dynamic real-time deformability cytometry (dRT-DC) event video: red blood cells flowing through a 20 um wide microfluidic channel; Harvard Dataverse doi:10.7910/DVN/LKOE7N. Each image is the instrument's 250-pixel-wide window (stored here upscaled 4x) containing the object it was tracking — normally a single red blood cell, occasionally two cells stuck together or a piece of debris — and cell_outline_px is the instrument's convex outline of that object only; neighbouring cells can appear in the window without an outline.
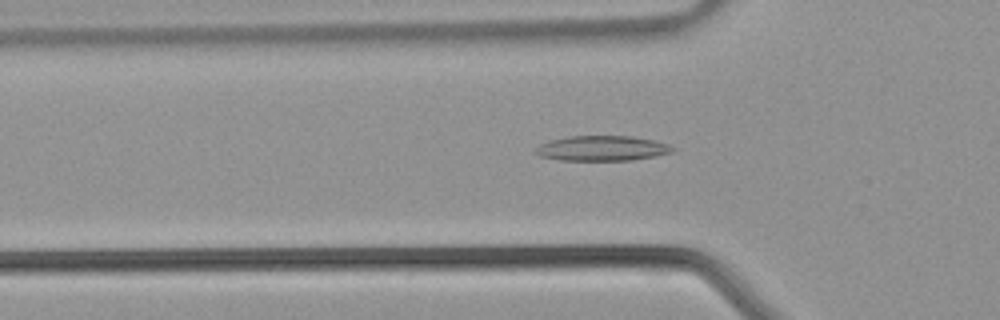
{"species": "common noctule bat (a hibernating species)", "species_latin": "Nyctalus noctula", "temperature_condition": "warm", "stored_images_in_passage": 32, "camera_frame_rate_fps": 3000, "um_per_image_px": 0.085, "animal": {"sex": "male", "body_mass_g": 21.5, "forearm_length_mm": 52.0}, "frame": {"image": 1, "passage_image": 6, "time_ms": 1.667, "image_size_px": [1000, 320], "cell_outline_px": [[676, 148], [672, 152], [656, 156], [632, 160], [560, 160], [540, 156], [532, 152], [540, 144], [552, 140], [572, 136], [632, 136], [652, 140], [668, 144]], "centroid_in_image_um": [51.18, 12.61], "position_along_channel_um": 74.6, "area_um2": 19.94}}
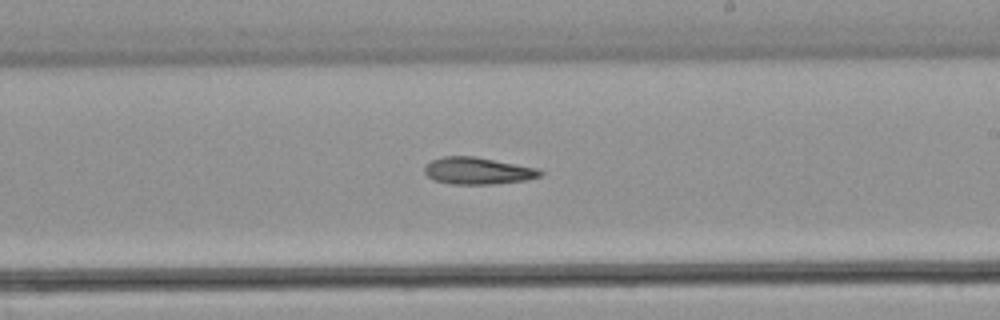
{"frame": {"image": 2, "passage_image": 16, "time_ms": 5.0, "image_size_px": [1000, 320], "cell_outline_px": [[544, 172], [540, 176], [528, 180], [492, 184], [452, 184], [436, 180], [428, 176], [424, 172], [424, 168], [432, 160], [444, 156], [476, 156], [536, 168]], "centroid_in_image_um": [40.63, 14.52], "position_along_channel_um": 248.4, "area_um2": 18.03}}
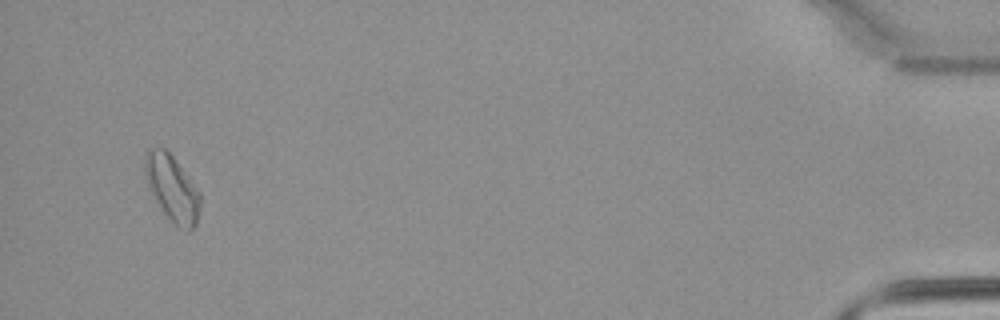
{"frame": {"image": 3, "passage_image": 31, "time_ms": 10.0, "image_size_px": [1000, 320], "cell_outline_px": [[200, 212], [196, 224], [188, 232], [176, 228], [164, 212], [148, 188], [144, 172], [144, 156], [148, 148], [164, 148], [176, 160], [200, 192]], "centroid_in_image_um": [14.63, 16.03], "position_along_channel_um": 420.6, "area_um2": 21.44}}